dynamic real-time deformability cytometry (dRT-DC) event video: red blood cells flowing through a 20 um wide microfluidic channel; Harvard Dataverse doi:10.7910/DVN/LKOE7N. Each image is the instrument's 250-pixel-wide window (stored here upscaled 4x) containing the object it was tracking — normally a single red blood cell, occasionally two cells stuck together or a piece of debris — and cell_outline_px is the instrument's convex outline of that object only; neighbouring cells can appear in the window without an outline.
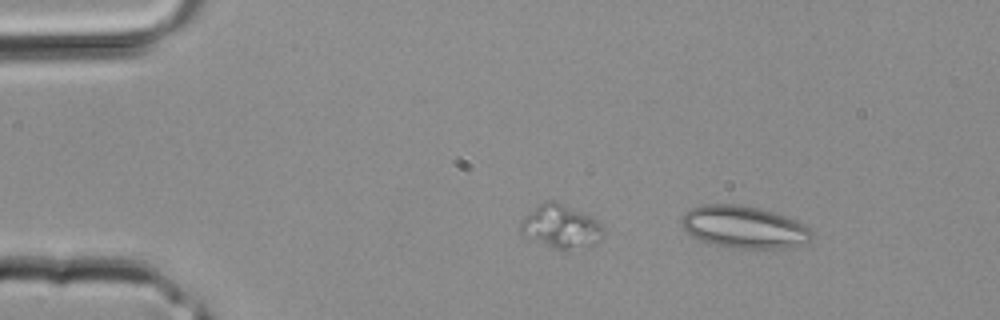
{"species": "common noctule bat (a hibernating species)", "species_latin": "Nyctalus noctula", "temperature_condition": "room temperature", "stored_images_in_passage": 6, "segment_of_instrument_passage": [2, 2], "camera_frame_rate_fps": 3000, "um_per_image_px": 0.085, "animal": {"sex": "male", "body_mass_g": 20.4}, "frame": {"image": 1, "passage_image": 6, "time_ms": 1.667, "image_size_px": [1000, 320], "cell_outline_px": [[812, 236], [808, 240], [784, 248], [732, 248], [708, 244], [692, 236], [680, 224], [680, 220], [684, 212], [692, 208], [704, 204], [736, 204], [760, 208], [796, 220], [804, 224], [812, 232]], "centroid_in_image_um": [63.16, 19.29], "position_along_channel_um": 21.8, "area_um2": 31.91}}